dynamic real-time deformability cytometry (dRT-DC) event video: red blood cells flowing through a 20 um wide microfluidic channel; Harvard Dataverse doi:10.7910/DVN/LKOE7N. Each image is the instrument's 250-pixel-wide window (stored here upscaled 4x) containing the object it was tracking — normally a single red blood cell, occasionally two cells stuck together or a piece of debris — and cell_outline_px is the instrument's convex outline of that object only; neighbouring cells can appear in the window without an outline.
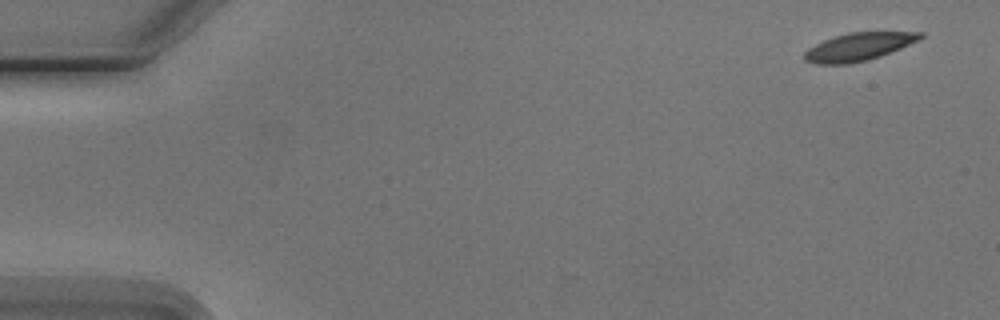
{"species": "Egyptian fruit bat (a non-hibernating species)", "species_latin": "Rousettus aegyptiacus", "temperature_condition": "cold", "stored_images_in_passage": 4, "segment_of_instrument_passage": [2, 2], "camera_frame_rate_fps": 3000, "um_per_image_px": 0.085, "animal": {"sex": "male"}, "frame": {"image": 1, "passage_image": 4, "time_ms": 4.333, "image_size_px": [1000, 320], "cell_outline_px": [[924, 36], [920, 40], [880, 56], [868, 60], [848, 64], [816, 64], [804, 60], [804, 52], [808, 48], [824, 40], [848, 32], [924, 32]], "centroid_in_image_um": [72.99, 3.98], "position_along_channel_um": 12.0, "area_um2": 18.79}}